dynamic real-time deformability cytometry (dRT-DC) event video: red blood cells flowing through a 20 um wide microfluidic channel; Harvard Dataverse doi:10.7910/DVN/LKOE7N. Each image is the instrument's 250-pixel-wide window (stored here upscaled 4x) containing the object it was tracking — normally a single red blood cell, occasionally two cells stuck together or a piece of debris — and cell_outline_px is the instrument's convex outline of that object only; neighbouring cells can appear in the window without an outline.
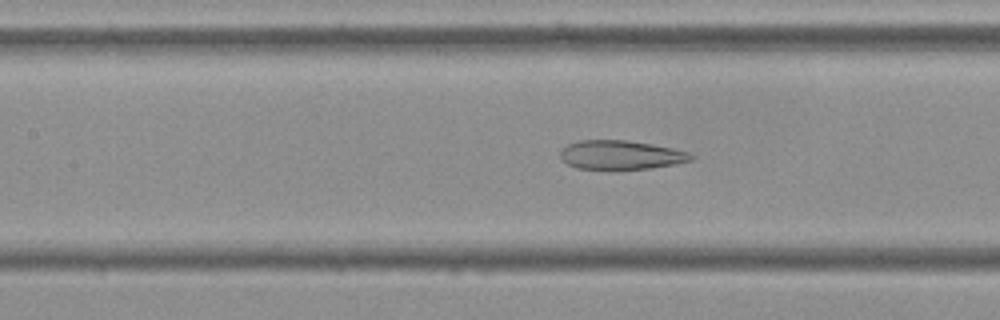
{"species": "Egyptian fruit bat (a non-hibernating species)", "species_latin": "Rousettus aegyptiacus", "temperature_condition": "cold", "stored_images_in_passage": 54, "camera_frame_rate_fps": 3000, "um_per_image_px": 0.085, "frame": {"image": 1, "passage_image": 23, "time_ms": 7.333, "image_size_px": [1000, 320], "cell_outline_px": [[692, 160], [652, 168], [576, 168], [568, 164], [560, 156], [560, 152], [568, 144], [580, 140], [628, 140], [652, 144], [672, 148], [688, 152], [692, 156]], "centroid_in_image_um": [52.76, 13.15], "position_along_channel_um": 154.6, "area_um2": 21.56}}
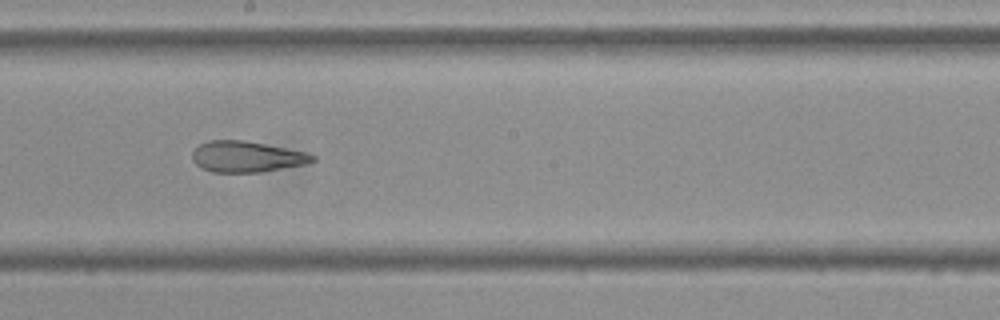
{"frame": {"image": 2, "passage_image": 29, "time_ms": 9.333, "image_size_px": [1000, 320], "cell_outline_px": [[316, 160], [304, 164], [260, 172], [212, 172], [200, 168], [192, 160], [192, 152], [200, 144], [208, 140], [244, 140], [304, 152], [316, 156]], "centroid_in_image_um": [20.91, 13.32], "position_along_channel_um": 227.3, "area_um2": 21.5}}
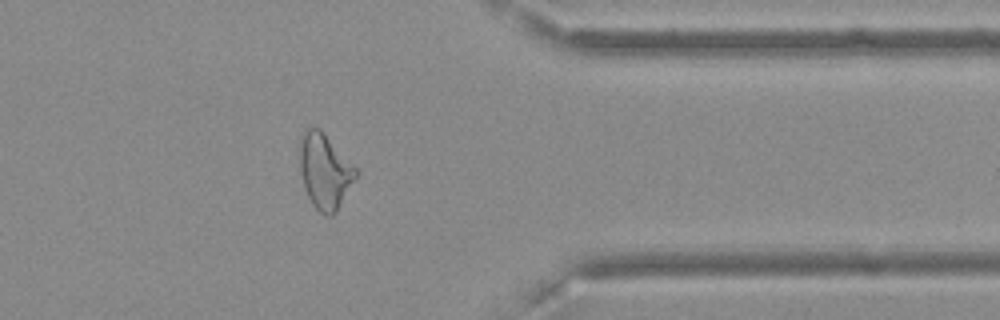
{"frame": {"image": 3, "passage_image": 43, "time_ms": 14.0, "image_size_px": [1000, 320], "cell_outline_px": [[356, 176], [336, 212], [332, 216], [328, 216], [320, 212], [312, 204], [308, 196], [304, 184], [300, 168], [300, 136], [304, 128], [320, 128], [356, 168]], "centroid_in_image_um": [27.58, 14.53], "position_along_channel_um": 383.8, "area_um2": 24.1}, "authors_computed_cell_mechanics": {"area_um2": 25.6054, "velocity_mm_per_s": 3.6383, "shape_relaxation_time_tau1_ms": null, "shape_relaxation_time_tau2_ms": 2.8875, "deformation_change_tau1": null, "deformation_change_tau2": 0.1185}}